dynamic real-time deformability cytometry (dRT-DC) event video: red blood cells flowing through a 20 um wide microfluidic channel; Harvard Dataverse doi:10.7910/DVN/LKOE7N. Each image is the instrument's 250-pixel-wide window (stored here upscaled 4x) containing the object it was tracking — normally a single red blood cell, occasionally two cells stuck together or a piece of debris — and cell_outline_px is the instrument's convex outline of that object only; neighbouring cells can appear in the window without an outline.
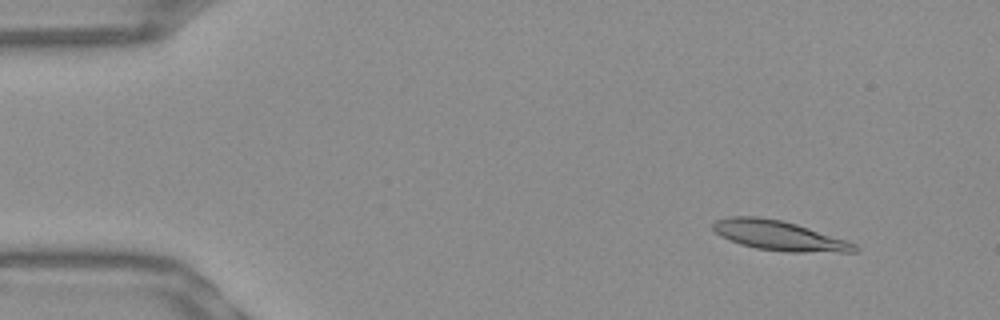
{"species": "Egyptian fruit bat (a non-hibernating species)", "species_latin": "Rousettus aegyptiacus", "temperature_condition": "warm", "stored_images_in_passage": 50, "camera_frame_rate_fps": 3000, "um_per_image_px": 0.085, "frame": {"image": 1, "passage_image": 4, "time_ms": 1.0, "image_size_px": [1000, 320], "cell_outline_px": [[860, 248], [856, 252], [788, 252], [756, 248], [740, 244], [720, 236], [712, 228], [712, 224], [716, 220], [728, 216], [760, 216], [780, 220], [796, 224], [848, 240], [856, 244]], "centroid_in_image_um": [66.24, 20.02], "position_along_channel_um": 18.8, "area_um2": 24.68}}
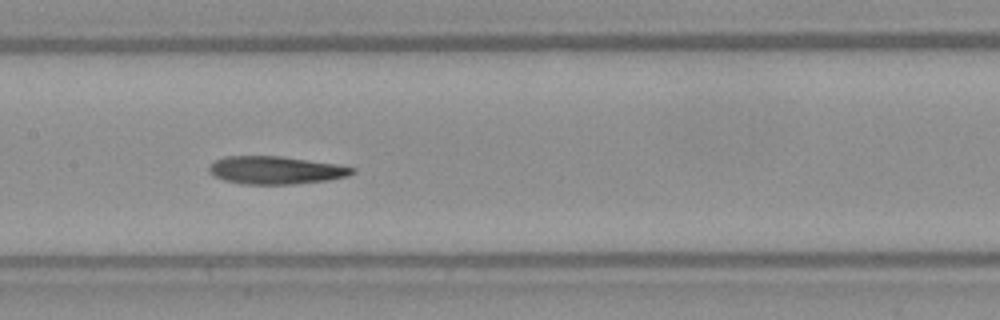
{"frame": {"image": 2, "passage_image": 24, "time_ms": 7.667, "image_size_px": [1000, 320], "cell_outline_px": [[356, 172], [348, 176], [328, 180], [292, 184], [244, 184], [224, 180], [208, 172], [208, 168], [216, 160], [224, 156], [280, 156], [336, 164], [356, 168]], "centroid_in_image_um": [23.45, 14.46], "position_along_channel_um": 183.9, "area_um2": 23.12}}
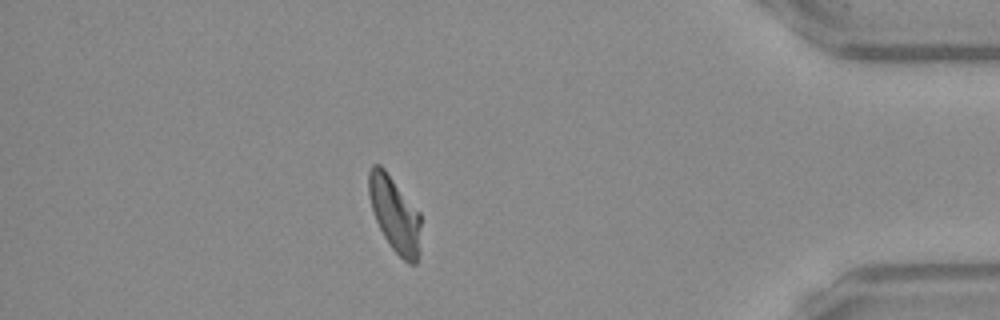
{"frame": {"image": 3, "passage_image": 44, "time_ms": 14.333, "image_size_px": [1000, 320], "cell_outline_px": [[420, 224], [416, 264], [408, 264], [388, 244], [376, 220], [368, 196], [368, 172], [372, 164], [380, 164], [384, 168], [420, 212]], "centroid_in_image_um": [33.52, 18.16], "position_along_channel_um": 401.7, "area_um2": 22.6}, "authors_computed_cell_mechanics": {"area_um2": 23.698, "velocity_mm_per_s": 3.8866, "shape_relaxation_time_tau1_ms": null, "shape_relaxation_time_tau2_ms": 4.5672, "deformation_change_tau1": null, "deformation_change_tau2": 0.1507}}